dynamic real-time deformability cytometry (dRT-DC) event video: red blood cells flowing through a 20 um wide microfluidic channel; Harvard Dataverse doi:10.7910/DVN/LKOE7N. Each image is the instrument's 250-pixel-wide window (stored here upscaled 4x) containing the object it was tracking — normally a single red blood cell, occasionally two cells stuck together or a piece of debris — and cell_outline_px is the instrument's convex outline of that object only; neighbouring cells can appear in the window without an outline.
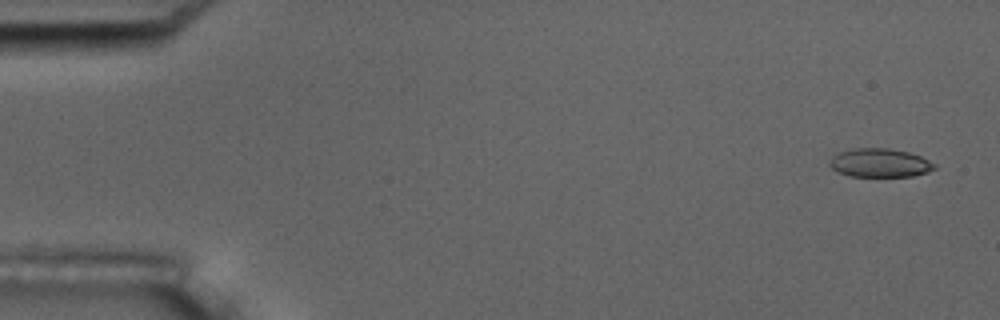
{"species": "common noctule bat (a hibernating species)", "species_latin": "Nyctalus noctula", "temperature_condition": "room temperature", "stored_images_in_passage": 5, "camera_frame_rate_fps": 3000, "um_per_image_px": 0.085, "animal": {"sex": "male", "body_mass_g": 17.5, "forearm_length_mm": 52.3}, "frame": {"image": 1, "passage_image": 1, "time_ms": 0.0, "image_size_px": [1000, 320], "cell_outline_px": [[936, 168], [928, 172], [912, 176], [852, 176], [840, 172], [832, 168], [828, 164], [832, 156], [840, 152], [856, 148], [888, 148], [908, 152], [920, 156], [936, 164]], "centroid_in_image_um": [74.8, 13.84], "position_along_channel_um": 10.2, "area_um2": 17.34}}
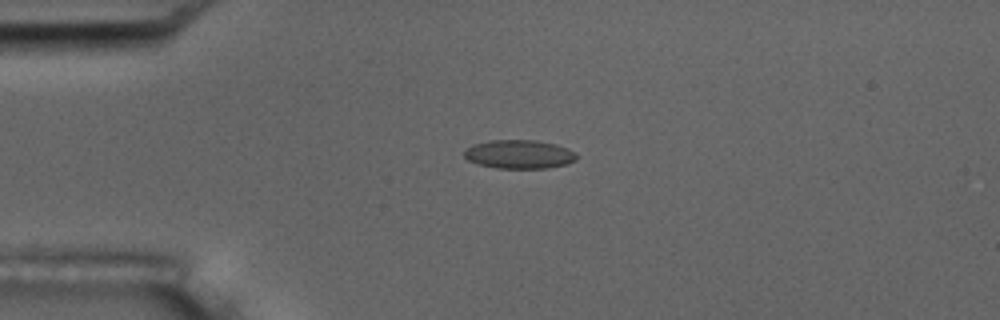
{"frame": {"image": 2, "passage_image": 4, "time_ms": 3.667, "image_size_px": [1000, 320], "cell_outline_px": [[576, 160], [568, 164], [548, 168], [496, 168], [480, 164], [468, 160], [464, 156], [464, 148], [472, 144], [488, 140], [536, 140], [556, 144], [568, 148], [576, 152]], "centroid_in_image_um": [44.13, 13.1], "position_along_channel_um": 40.9, "area_um2": 19.02}}